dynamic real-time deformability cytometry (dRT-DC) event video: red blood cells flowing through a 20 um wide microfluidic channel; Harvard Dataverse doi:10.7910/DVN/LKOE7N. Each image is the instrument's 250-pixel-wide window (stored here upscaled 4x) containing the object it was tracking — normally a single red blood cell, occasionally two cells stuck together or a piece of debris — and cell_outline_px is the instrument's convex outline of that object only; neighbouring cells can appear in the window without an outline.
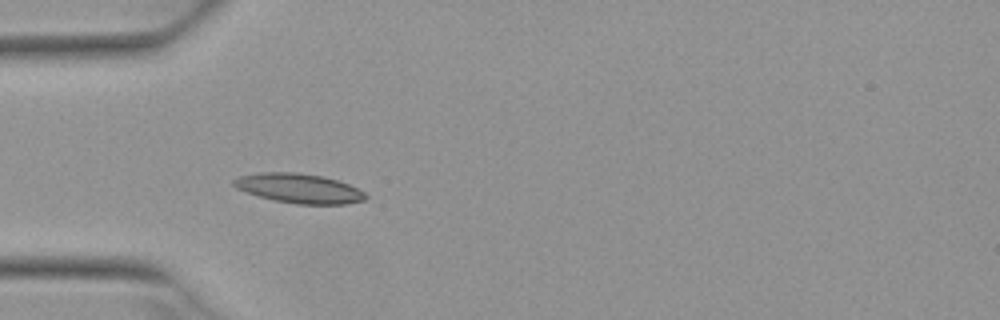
{"species": "Egyptian fruit bat (a non-hibernating species)", "species_latin": "Rousettus aegyptiacus", "temperature_condition": "warm", "stored_images_in_passage": 6, "camera_frame_rate_fps": 3000, "um_per_image_px": 0.085, "animal": {"sex": "female"}, "frame": {"image": 1, "passage_image": 5, "time_ms": 1.333, "image_size_px": [1000, 320], "cell_outline_px": [[368, 196], [364, 200], [348, 204], [296, 204], [276, 200], [260, 196], [236, 188], [232, 184], [232, 180], [240, 176], [260, 172], [296, 172], [324, 176], [348, 184], [364, 192]], "centroid_in_image_um": [25.43, 16.0], "position_along_channel_um": 59.6, "area_um2": 22.54}}
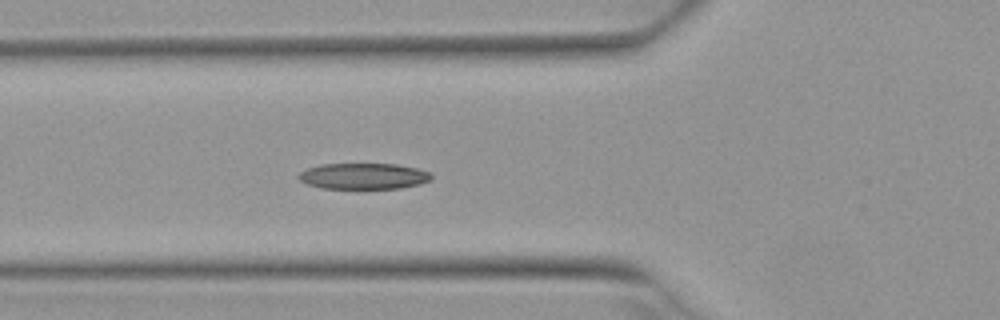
{"frame": {"image": 2, "passage_image": 6, "time_ms": 1.667, "image_size_px": [1000, 320], "cell_outline_px": [[432, 180], [420, 184], [400, 188], [324, 188], [308, 184], [300, 180], [296, 176], [300, 172], [308, 168], [320, 164], [396, 164], [416, 168], [432, 172]], "centroid_in_image_um": [30.93, 14.96], "position_along_channel_um": 94.9, "area_um2": 20.11}}